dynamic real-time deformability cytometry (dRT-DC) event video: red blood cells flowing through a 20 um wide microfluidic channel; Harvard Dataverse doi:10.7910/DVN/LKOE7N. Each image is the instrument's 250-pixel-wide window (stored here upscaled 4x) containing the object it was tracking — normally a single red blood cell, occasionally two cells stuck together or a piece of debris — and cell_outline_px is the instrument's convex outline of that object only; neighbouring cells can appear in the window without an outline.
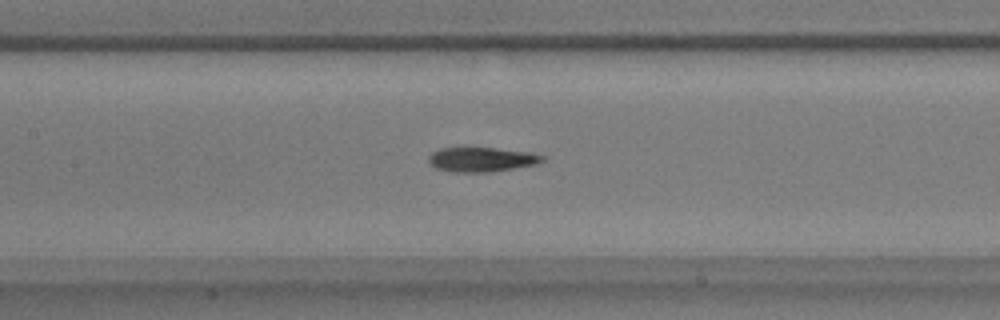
{"species": "common noctule bat (a hibernating species)", "species_latin": "Nyctalus noctula", "temperature_condition": "warm", "stored_images_in_passage": 45, "camera_frame_rate_fps": 3000, "um_per_image_px": 0.085, "animal": {"sex": "male", "body_mass_g": 17.9}, "frame": {"image": 1, "passage_image": 26, "time_ms": 8.333, "image_size_px": [1000, 320], "cell_outline_px": [[544, 160], [536, 164], [488, 172], [456, 172], [436, 168], [428, 160], [428, 156], [432, 152], [440, 148], [464, 144], [528, 152], [544, 156]], "centroid_in_image_um": [40.85, 13.5], "position_along_channel_um": 166.5, "area_um2": 16.76}}